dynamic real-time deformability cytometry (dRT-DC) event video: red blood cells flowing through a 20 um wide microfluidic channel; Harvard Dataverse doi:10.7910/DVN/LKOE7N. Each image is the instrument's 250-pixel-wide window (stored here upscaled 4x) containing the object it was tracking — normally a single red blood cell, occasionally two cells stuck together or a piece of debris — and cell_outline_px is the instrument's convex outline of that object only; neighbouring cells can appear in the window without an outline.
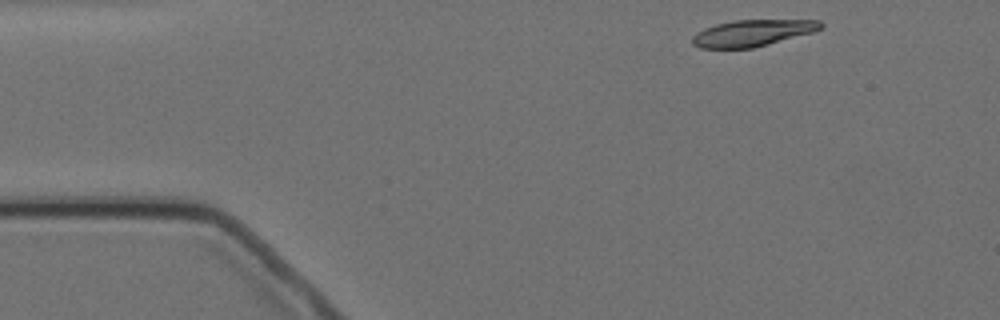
{"species": "Egyptian fruit bat (a non-hibernating species)", "species_latin": "Rousettus aegyptiacus", "temperature_condition": "cold", "stored_images_in_passage": 3, "camera_frame_rate_fps": 3000, "um_per_image_px": 0.085, "animal": {"sex": "female"}, "frame": {"image": 1, "passage_image": 1, "time_ms": 0.0, "image_size_px": [1000, 320], "cell_outline_px": [[824, 28], [812, 32], [752, 48], [700, 48], [692, 44], [692, 36], [696, 32], [704, 28], [716, 24], [736, 20], [820, 20], [824, 24]], "centroid_in_image_um": [63.94, 2.8], "position_along_channel_um": 21.1, "area_um2": 19.71}}